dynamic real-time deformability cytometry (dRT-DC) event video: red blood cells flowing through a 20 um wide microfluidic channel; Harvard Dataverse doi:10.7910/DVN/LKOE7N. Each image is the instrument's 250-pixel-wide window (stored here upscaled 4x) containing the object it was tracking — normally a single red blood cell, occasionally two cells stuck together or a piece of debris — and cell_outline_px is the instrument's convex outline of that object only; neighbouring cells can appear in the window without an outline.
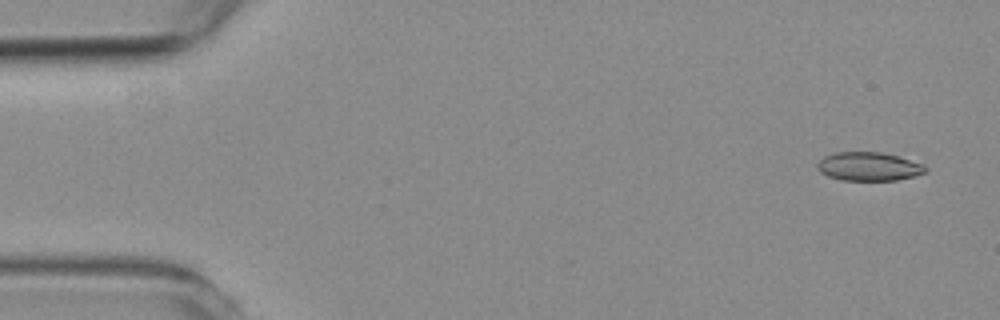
{"species": "common noctule bat (a hibernating species)", "species_latin": "Nyctalus noctula", "temperature_condition": "room temperature", "stored_images_in_passage": 8, "camera_frame_rate_fps": 3000, "um_per_image_px": 0.085, "animal": {"sex": "female", "body_mass_g": 19.3, "forearm_length_mm": 54.1}, "frame": {"image": 1, "passage_image": 3, "time_ms": 0.667, "image_size_px": [1000, 320], "cell_outline_px": [[928, 168], [924, 172], [912, 176], [896, 180], [840, 180], [828, 176], [820, 172], [816, 168], [816, 164], [824, 156], [836, 152], [880, 152], [900, 156], [924, 164]], "centroid_in_image_um": [73.82, 14.14], "position_along_channel_um": 11.2, "area_um2": 18.09}}